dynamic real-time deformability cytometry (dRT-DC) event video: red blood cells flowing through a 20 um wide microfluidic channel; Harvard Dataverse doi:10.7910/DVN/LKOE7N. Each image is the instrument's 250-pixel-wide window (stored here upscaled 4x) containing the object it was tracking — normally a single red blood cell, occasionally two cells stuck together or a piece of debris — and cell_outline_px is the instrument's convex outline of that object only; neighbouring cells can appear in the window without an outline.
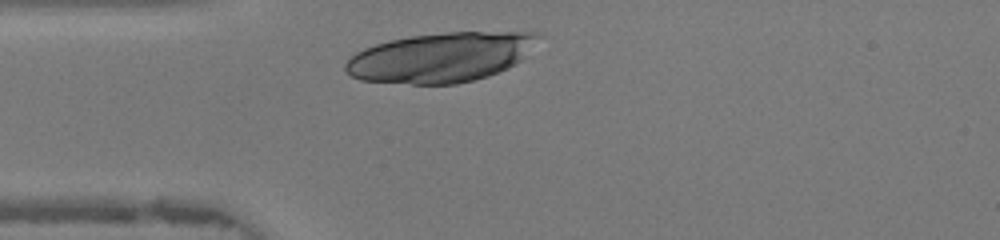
{"species": "human", "species_latin": "Homo sapiens", "temperature_condition": "warm", "stored_images_in_passage": 27, "camera_frame_rate_fps": 3000, "um_per_image_px": 0.085, "donor": {"sex": "female"}, "frame": {"image": 1, "passage_image": 3, "time_ms": 0.667, "image_size_px": [1000, 240], "cell_outline_px": [[544, 36], [524, 60], [508, 68], [488, 76], [456, 84], [412, 84], [360, 80], [344, 72], [344, 64], [356, 52], [364, 48], [388, 40], [412, 36], [448, 32], [536, 32]], "centroid_in_image_um": [37.53, 4.87], "position_along_channel_um": 47.5, "area_um2": 56.24}}
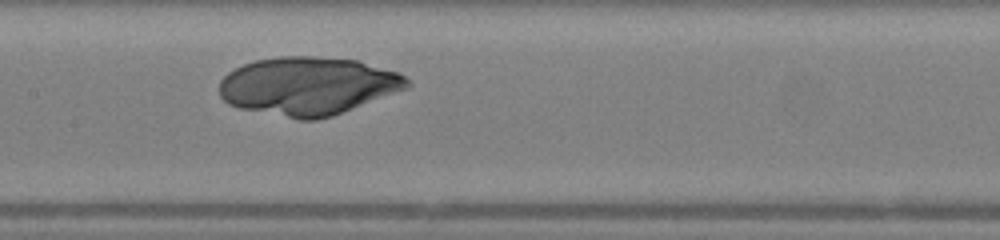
{"frame": {"image": 2, "passage_image": 13, "time_ms": 4.0, "image_size_px": [1000, 240], "cell_outline_px": [[412, 84], [408, 88], [332, 116], [316, 120], [300, 120], [240, 108], [228, 104], [220, 96], [220, 80], [228, 72], [244, 64], [256, 60], [280, 56], [312, 56], [360, 60], [396, 72], [404, 76]], "centroid_in_image_um": [26.18, 7.3], "position_along_channel_um": 181.2, "area_um2": 63.58}}
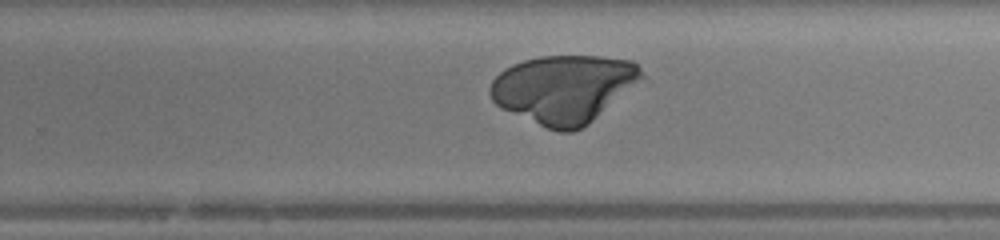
{"frame": {"image": 3, "passage_image": 20, "time_ms": 6.333, "image_size_px": [1000, 240], "cell_outline_px": [[644, 76], [588, 124], [572, 132], [560, 132], [548, 128], [500, 108], [492, 100], [488, 92], [488, 88], [492, 80], [504, 68], [512, 64], [524, 60], [540, 56], [600, 56], [632, 60], [640, 68]], "centroid_in_image_um": [47.86, 7.54], "position_along_channel_um": 281.9, "area_um2": 59.48}}